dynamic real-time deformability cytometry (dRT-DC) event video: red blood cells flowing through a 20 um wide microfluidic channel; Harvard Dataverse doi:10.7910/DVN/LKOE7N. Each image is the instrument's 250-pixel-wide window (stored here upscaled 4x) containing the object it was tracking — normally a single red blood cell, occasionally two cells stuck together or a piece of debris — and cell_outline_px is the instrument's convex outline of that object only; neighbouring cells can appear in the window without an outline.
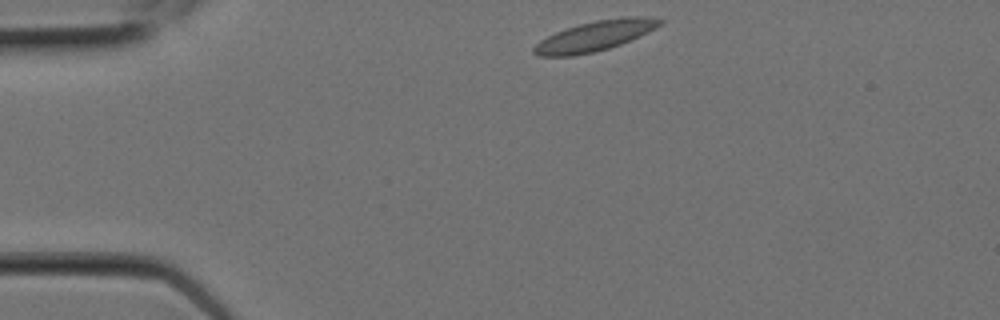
{"species": "Egyptian fruit bat (a non-hibernating species)", "species_latin": "Rousettus aegyptiacus", "temperature_condition": "room temperature", "stored_images_in_passage": 4, "camera_frame_rate_fps": 3000, "um_per_image_px": 0.085, "animal": {"sex": "female"}, "frame": {"image": 1, "passage_image": 1, "time_ms": 0.0, "image_size_px": [1000, 320], "cell_outline_px": [[664, 20], [656, 28], [648, 32], [620, 44], [608, 48], [592, 52], [572, 56], [540, 56], [532, 52], [532, 48], [540, 40], [556, 32], [580, 24], [596, 20], [624, 16], [644, 16]], "centroid_in_image_um": [50.56, 3.05], "position_along_channel_um": 34.4, "area_um2": 21.79}}
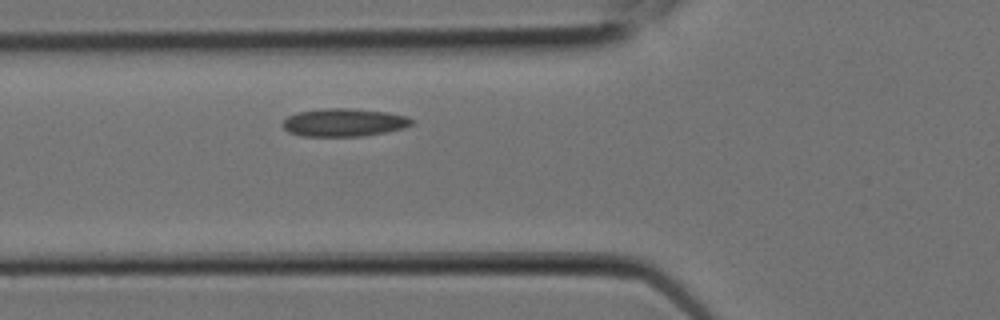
{"frame": {"image": 2, "passage_image": 4, "time_ms": 1.0, "image_size_px": [1000, 320], "cell_outline_px": [[416, 120], [412, 124], [404, 128], [384, 132], [360, 136], [300, 136], [288, 132], [284, 128], [284, 120], [288, 116], [300, 112], [324, 108], [348, 108], [388, 112], [408, 116]], "centroid_in_image_um": [29.28, 10.41], "position_along_channel_um": 96.5, "area_um2": 20.98}}